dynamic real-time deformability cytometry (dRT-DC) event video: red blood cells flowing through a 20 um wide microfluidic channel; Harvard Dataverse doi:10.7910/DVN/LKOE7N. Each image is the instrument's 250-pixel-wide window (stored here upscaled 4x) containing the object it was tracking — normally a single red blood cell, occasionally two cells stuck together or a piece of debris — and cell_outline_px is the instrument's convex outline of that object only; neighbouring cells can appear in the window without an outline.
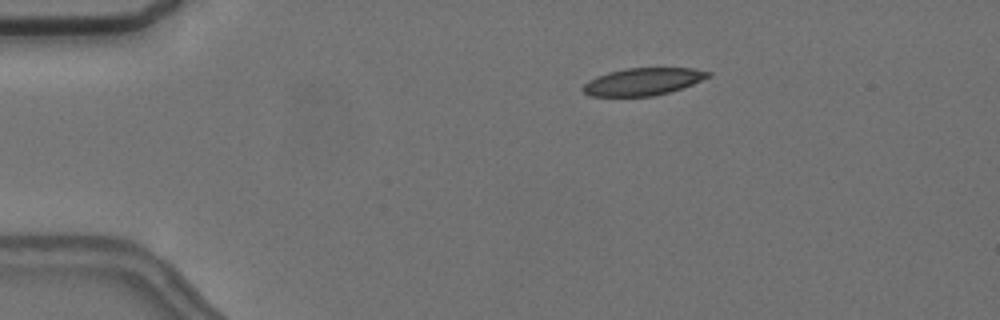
{"species": "common noctule bat (a hibernating species)", "species_latin": "Nyctalus noctula", "temperature_condition": "cold", "stored_images_in_passage": 12, "camera_frame_rate_fps": 3000, "um_per_image_px": 0.085, "animal": {"sex": "female", "body_mass_g": 24.6, "forearm_length_mm": 56.2}, "frame": {"image": 1, "passage_image": 1, "time_ms": 0.0, "image_size_px": [1000, 320], "cell_outline_px": [[712, 76], [692, 84], [668, 92], [652, 96], [592, 96], [584, 92], [580, 88], [588, 80], [596, 76], [608, 72], [624, 68], [696, 68], [712, 72]], "centroid_in_image_um": [54.65, 6.92], "position_along_channel_um": 30.4, "area_um2": 20.0}}
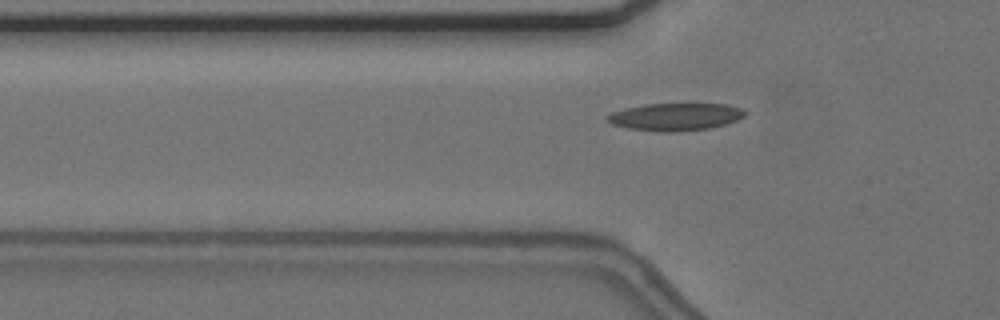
{"frame": {"image": 2, "passage_image": 9, "time_ms": 2.667, "image_size_px": [1000, 320], "cell_outline_px": [[748, 112], [744, 116], [736, 120], [712, 128], [680, 132], [660, 132], [628, 128], [612, 124], [604, 120], [604, 116], [612, 112], [624, 108], [644, 104], [728, 104], [744, 108]], "centroid_in_image_um": [57.4, 9.93], "position_along_channel_um": 68.4, "area_um2": 22.43}}